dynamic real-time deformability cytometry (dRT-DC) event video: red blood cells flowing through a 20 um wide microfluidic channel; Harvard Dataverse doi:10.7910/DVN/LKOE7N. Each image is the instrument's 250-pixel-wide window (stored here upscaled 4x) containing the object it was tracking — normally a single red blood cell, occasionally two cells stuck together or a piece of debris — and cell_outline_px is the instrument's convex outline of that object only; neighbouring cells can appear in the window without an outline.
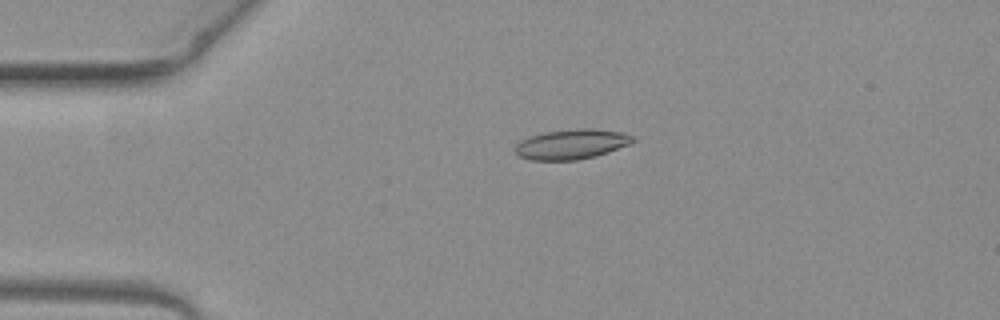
{"species": "common noctule bat (a hibernating species)", "species_latin": "Nyctalus noctula", "temperature_condition": "warm", "stored_images_in_passage": 2, "camera_frame_rate_fps": 3000, "um_per_image_px": 0.085, "animal": {"sex": "female", "body_mass_g": 19.3, "forearm_length_mm": 54.1}, "frame": {"image": 1, "passage_image": 1, "time_ms": 0.0, "image_size_px": [1000, 320], "cell_outline_px": [[636, 140], [628, 144], [608, 152], [596, 156], [576, 160], [532, 160], [520, 156], [512, 148], [520, 140], [528, 136], [544, 132], [576, 128], [596, 128], [620, 132], [636, 136]], "centroid_in_image_um": [48.57, 12.24], "position_along_channel_um": 36.4, "area_um2": 20.75}}